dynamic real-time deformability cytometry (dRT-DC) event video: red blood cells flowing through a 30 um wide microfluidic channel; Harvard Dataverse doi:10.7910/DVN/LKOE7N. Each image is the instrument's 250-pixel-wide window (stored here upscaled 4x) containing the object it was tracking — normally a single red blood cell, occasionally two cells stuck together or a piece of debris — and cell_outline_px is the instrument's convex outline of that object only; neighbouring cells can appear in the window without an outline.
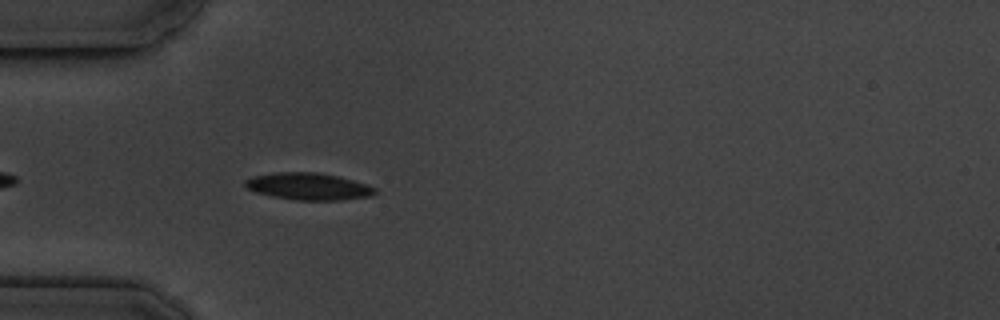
{"species": "common noctule bat (a hibernating species)", "species_latin": "Nyctalus noctula", "temperature_condition": "cold", "stored_images_in_passage": 5, "camera_frame_rate_fps": 3000, "um_per_image_px": 0.085, "animal": {"sex": "male", "body_mass_g": 19.5, "forearm_length_mm": 54.6}, "frame": {"image": 1, "passage_image": 5, "time_ms": 4.667, "image_size_px": [1000, 320], "cell_outline_px": [[376, 192], [372, 196], [340, 200], [296, 200], [272, 196], [256, 192], [248, 188], [244, 184], [244, 180], [252, 176], [276, 172], [316, 172], [336, 176], [368, 184], [376, 188]], "centroid_in_image_um": [26.22, 15.84], "position_along_channel_um": 58.8, "area_um2": 20.4}}